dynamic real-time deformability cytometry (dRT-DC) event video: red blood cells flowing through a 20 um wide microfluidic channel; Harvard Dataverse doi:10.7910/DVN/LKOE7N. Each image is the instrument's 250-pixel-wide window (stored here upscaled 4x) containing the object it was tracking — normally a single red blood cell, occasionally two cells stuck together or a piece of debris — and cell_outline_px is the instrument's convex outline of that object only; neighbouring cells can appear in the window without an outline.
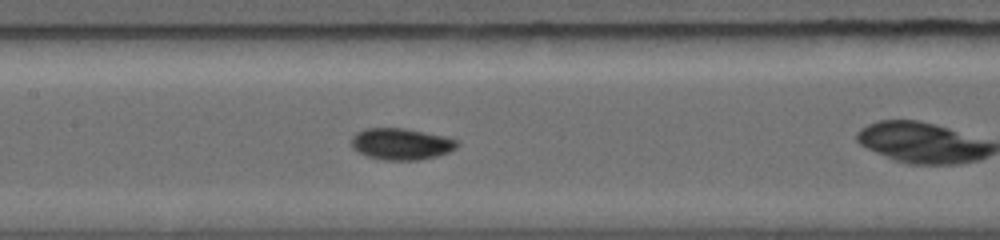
{"species": "common noctule bat (a hibernating species)", "species_latin": "Nyctalus noctula", "temperature_condition": "warm", "stored_images_in_passage": 5, "segment_of_instrument_passage": [1, 2], "camera_frame_rate_fps": 5000, "um_per_image_px": 0.085, "animal": {"sex": "female", "body_mass_g": 19.0, "forearm_length_mm": 56.7}, "frame": {"image": 1, "passage_image": 4, "time_ms": 2.4, "image_size_px": [1000, 240], "cell_outline_px": [[460, 144], [456, 148], [448, 152], [436, 156], [420, 160], [384, 160], [368, 156], [352, 148], [352, 136], [356, 132], [364, 128], [404, 128], [440, 136], [456, 140]], "centroid_in_image_um": [34.07, 12.24], "position_along_channel_um": 173.3, "area_um2": 19.19}}